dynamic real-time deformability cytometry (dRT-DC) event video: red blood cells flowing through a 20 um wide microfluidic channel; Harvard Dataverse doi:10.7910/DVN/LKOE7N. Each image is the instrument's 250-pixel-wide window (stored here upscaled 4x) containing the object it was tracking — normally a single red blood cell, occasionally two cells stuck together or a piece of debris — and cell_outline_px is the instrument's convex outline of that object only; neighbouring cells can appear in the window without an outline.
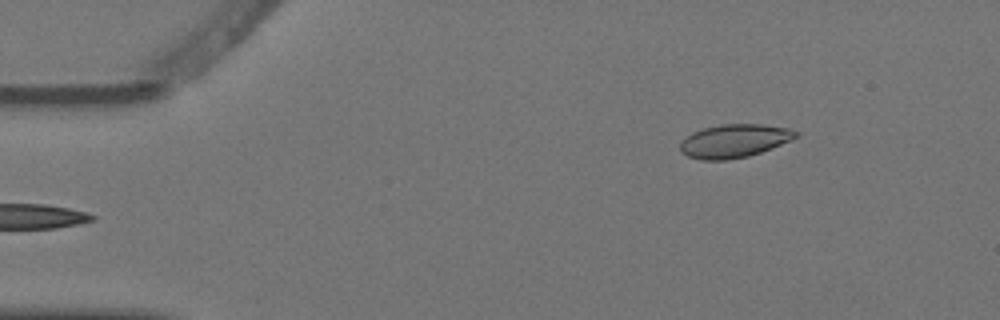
{"species": "Egyptian fruit bat (a non-hibernating species)", "species_latin": "Rousettus aegyptiacus", "temperature_condition": "warm", "stored_images_in_passage": 4, "camera_frame_rate_fps": 3000, "um_per_image_px": 0.085, "animal": {"sex": "female"}, "frame": {"image": 1, "passage_image": 4, "time_ms": 1.0, "image_size_px": [1000, 320], "cell_outline_px": [[800, 132], [792, 140], [772, 148], [748, 156], [728, 160], [700, 160], [688, 156], [680, 152], [680, 144], [692, 132], [704, 128], [720, 124], [760, 124], [788, 128]], "centroid_in_image_um": [62.41, 11.98], "position_along_channel_um": 22.6, "area_um2": 22.43}}